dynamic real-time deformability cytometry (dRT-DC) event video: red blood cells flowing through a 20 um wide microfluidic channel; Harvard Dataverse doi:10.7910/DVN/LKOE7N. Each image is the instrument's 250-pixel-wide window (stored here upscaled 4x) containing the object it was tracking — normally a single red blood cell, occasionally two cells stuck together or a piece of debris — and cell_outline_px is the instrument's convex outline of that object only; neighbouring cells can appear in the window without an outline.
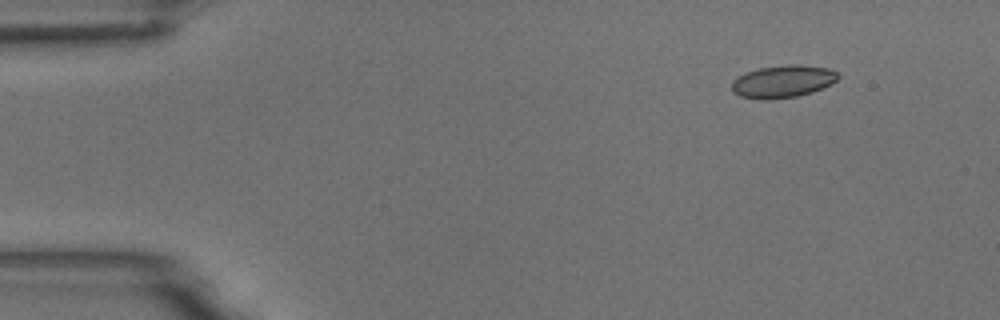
{"species": "common noctule bat (a hibernating species)", "species_latin": "Nyctalus noctula", "temperature_condition": "room temperature", "stored_images_in_passage": 4, "camera_frame_rate_fps": 3000, "um_per_image_px": 0.085, "animal": {"sex": "male", "body_mass_g": 18.8}, "frame": {"image": 1, "passage_image": 1, "time_ms": 0.0, "image_size_px": [1000, 320], "cell_outline_px": [[840, 76], [832, 84], [812, 92], [796, 96], [764, 100], [760, 100], [740, 96], [732, 92], [732, 80], [748, 72], [760, 68], [788, 64], [800, 64], [828, 68], [836, 72]], "centroid_in_image_um": [66.55, 6.92], "position_along_channel_um": 18.5, "area_um2": 20.06}}
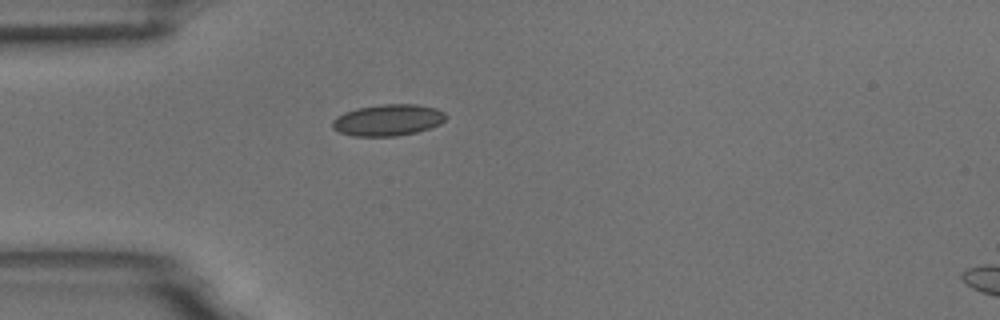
{"frame": {"image": 2, "passage_image": 4, "time_ms": 1.0, "image_size_px": [1000, 320], "cell_outline_px": [[448, 116], [440, 124], [416, 132], [396, 136], [356, 136], [340, 132], [332, 128], [332, 120], [336, 116], [344, 112], [356, 108], [380, 104], [416, 104], [436, 108], [444, 112]], "centroid_in_image_um": [32.97, 10.19], "position_along_channel_um": 52.0, "area_um2": 20.87}}